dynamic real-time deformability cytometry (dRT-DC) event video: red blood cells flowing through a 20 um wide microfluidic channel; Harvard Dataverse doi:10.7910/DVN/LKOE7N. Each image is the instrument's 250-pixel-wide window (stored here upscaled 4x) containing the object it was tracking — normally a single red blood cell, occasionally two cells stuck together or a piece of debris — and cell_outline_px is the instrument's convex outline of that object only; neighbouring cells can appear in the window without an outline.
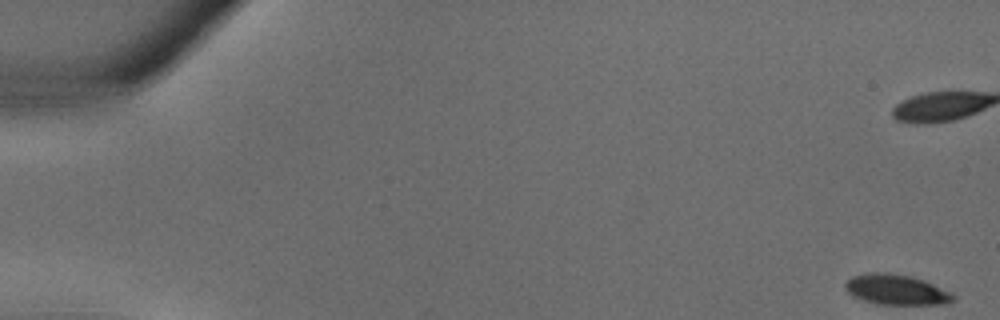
{"species": "common noctule bat (a hibernating species)", "species_latin": "Nyctalus noctula", "temperature_condition": "warm", "stored_images_in_passage": 37, "camera_frame_rate_fps": 3000, "um_per_image_px": 0.085, "animal": {"sex": "male", "body_mass_g": 18.8}, "frame": {"image": 1, "passage_image": 1, "time_ms": 0.0, "image_size_px": [1000, 320], "cell_outline_px": [[956, 300], [944, 304], [876, 304], [852, 296], [844, 288], [844, 284], [852, 276], [876, 272], [884, 272], [912, 276], [924, 280], [952, 292], [956, 296]], "centroid_in_image_um": [76.21, 24.62], "position_along_channel_um": 8.8, "area_um2": 19.13}}
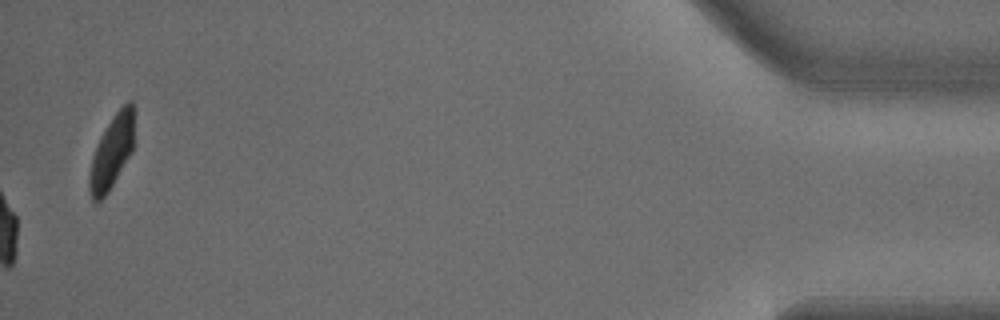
{"frame": {"image": 2, "passage_image": 37, "time_ms": 12.0, "image_size_px": [1000, 320], "cell_outline_px": [[132, 152], [108, 192], [100, 200], [92, 200], [88, 188], [88, 180], [92, 156], [100, 136], [112, 116], [128, 100], [132, 100]], "centroid_in_image_um": [9.46, 12.94], "position_along_channel_um": 425.7, "area_um2": 18.73}}